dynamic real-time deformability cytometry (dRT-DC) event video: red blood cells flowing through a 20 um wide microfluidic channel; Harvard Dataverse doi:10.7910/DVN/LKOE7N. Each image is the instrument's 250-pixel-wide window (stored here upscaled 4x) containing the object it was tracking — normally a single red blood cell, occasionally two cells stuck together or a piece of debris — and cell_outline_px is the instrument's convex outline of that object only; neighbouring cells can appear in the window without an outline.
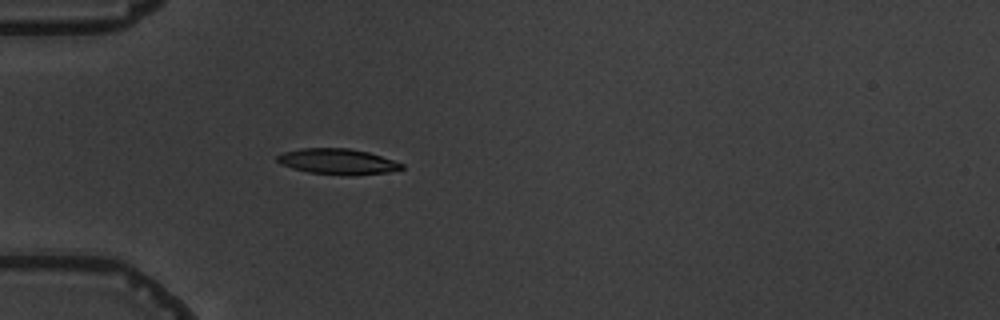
{"species": "common noctule bat (a hibernating species)", "species_latin": "Nyctalus noctula", "temperature_condition": "warm", "stored_images_in_passage": 5, "camera_frame_rate_fps": 3000, "um_per_image_px": 0.085, "animal": {"sex": "male", "body_mass_g": 19.5, "forearm_length_mm": 54.6}, "frame": {"image": 1, "passage_image": 5, "time_ms": 5.667, "image_size_px": [1000, 320], "cell_outline_px": [[404, 168], [388, 172], [352, 176], [348, 176], [308, 172], [292, 168], [280, 164], [276, 160], [276, 156], [284, 152], [300, 148], [348, 148], [368, 152], [404, 164]], "centroid_in_image_um": [28.68, 13.74], "position_along_channel_um": 56.3, "area_um2": 18.67}}